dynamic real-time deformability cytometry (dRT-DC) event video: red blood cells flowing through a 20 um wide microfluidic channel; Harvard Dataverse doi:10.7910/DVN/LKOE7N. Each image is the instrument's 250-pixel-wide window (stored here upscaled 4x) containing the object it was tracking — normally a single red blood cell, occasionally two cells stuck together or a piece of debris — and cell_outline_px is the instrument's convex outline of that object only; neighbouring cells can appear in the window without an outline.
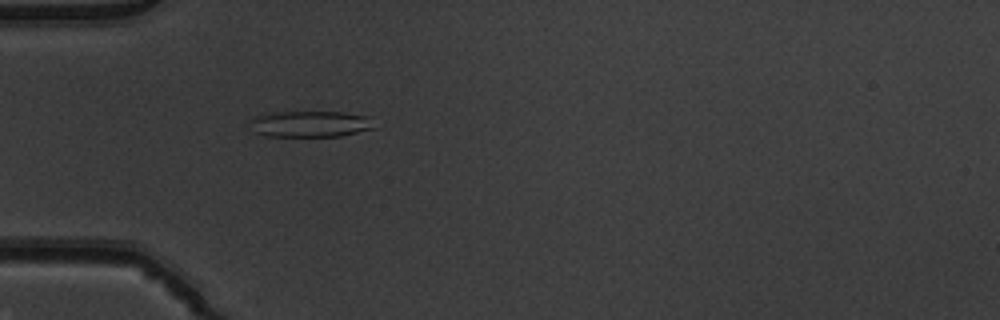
{"species": "common noctule bat (a hibernating species)", "species_latin": "Nyctalus noctula", "temperature_condition": "warm", "stored_images_in_passage": 42, "camera_frame_rate_fps": 3000, "um_per_image_px": 0.085, "animal": {"sex": "male", "body_mass_g": 19.5, "forearm_length_mm": 54.6}, "frame": {"image": 1, "passage_image": 7, "time_ms": 2.0, "image_size_px": [1000, 320], "cell_outline_px": [[376, 128], [340, 136], [264, 136], [252, 132], [252, 116], [268, 112], [344, 112], [372, 116]], "centroid_in_image_um": [26.4, 10.53], "position_along_channel_um": 58.6, "area_um2": 19.36}}
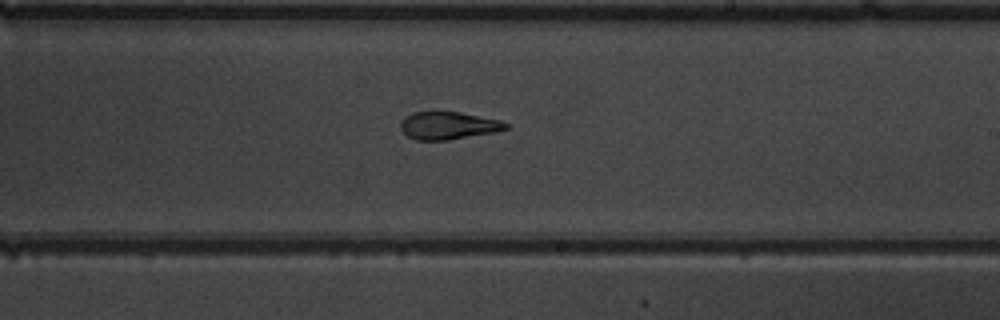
{"frame": {"image": 2, "passage_image": 22, "time_ms": 7.0, "image_size_px": [1000, 320], "cell_outline_px": [[508, 128], [496, 132], [448, 140], [416, 140], [408, 136], [400, 128], [400, 124], [404, 116], [412, 112], [436, 108], [460, 112], [500, 120], [508, 124]], "centroid_in_image_um": [38.05, 10.62], "position_along_channel_um": 250.9, "area_um2": 17.63}}
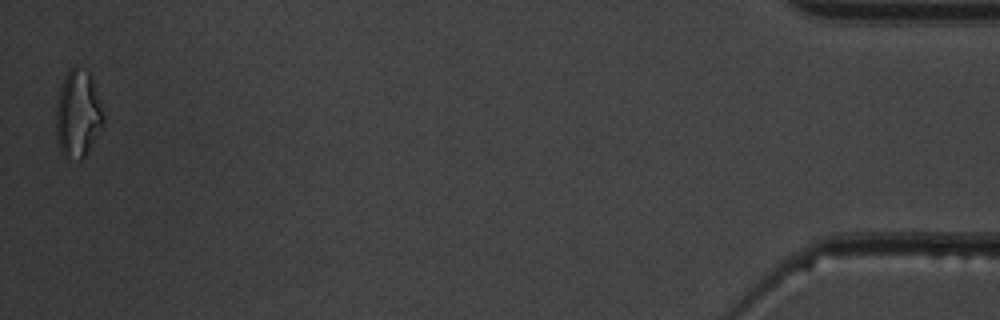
{"frame": {"image": 3, "passage_image": 42, "time_ms": 13.667, "image_size_px": [1000, 320], "cell_outline_px": [[104, 120], [92, 144], [84, 156], [80, 160], [68, 160], [60, 152], [56, 140], [56, 104], [60, 88], [64, 76], [68, 68], [76, 64], [88, 72], [92, 80], [104, 116]], "centroid_in_image_um": [6.57, 9.69], "position_along_channel_um": 428.6, "area_um2": 24.16}, "authors_computed_cell_mechanics": {"area_um2": 18.2359, "velocity_mm_per_s": 3.9641, "shape_relaxation_time_tau1_ms": 8.7968, "shape_relaxation_time_tau2_ms": 2.0946, "deformation_change_tau1": 0.2373, "deformation_change_tau2": 0.0927}}